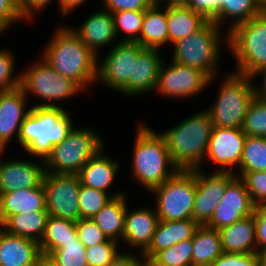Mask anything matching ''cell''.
Listing matches in <instances>:
<instances>
[{"label":"cell","instance_id":"cell-43","mask_svg":"<svg viewBox=\"0 0 266 266\" xmlns=\"http://www.w3.org/2000/svg\"><path fill=\"white\" fill-rule=\"evenodd\" d=\"M76 229L79 241L85 248L107 240L102 230L91 219H79L76 221Z\"/></svg>","mask_w":266,"mask_h":266},{"label":"cell","instance_id":"cell-26","mask_svg":"<svg viewBox=\"0 0 266 266\" xmlns=\"http://www.w3.org/2000/svg\"><path fill=\"white\" fill-rule=\"evenodd\" d=\"M103 150L104 148L92 157L77 175L81 185L108 193L120 167L119 162L104 155Z\"/></svg>","mask_w":266,"mask_h":266},{"label":"cell","instance_id":"cell-13","mask_svg":"<svg viewBox=\"0 0 266 266\" xmlns=\"http://www.w3.org/2000/svg\"><path fill=\"white\" fill-rule=\"evenodd\" d=\"M116 42L98 64L97 81L119 92L133 78V61L143 47L137 42L119 41L118 38Z\"/></svg>","mask_w":266,"mask_h":266},{"label":"cell","instance_id":"cell-3","mask_svg":"<svg viewBox=\"0 0 266 266\" xmlns=\"http://www.w3.org/2000/svg\"><path fill=\"white\" fill-rule=\"evenodd\" d=\"M213 129L209 113L203 110L160 134L173 163L179 169L192 170L202 168Z\"/></svg>","mask_w":266,"mask_h":266},{"label":"cell","instance_id":"cell-39","mask_svg":"<svg viewBox=\"0 0 266 266\" xmlns=\"http://www.w3.org/2000/svg\"><path fill=\"white\" fill-rule=\"evenodd\" d=\"M48 257L57 266H88L85 247L78 237L74 241L64 243L60 249L52 251Z\"/></svg>","mask_w":266,"mask_h":266},{"label":"cell","instance_id":"cell-7","mask_svg":"<svg viewBox=\"0 0 266 266\" xmlns=\"http://www.w3.org/2000/svg\"><path fill=\"white\" fill-rule=\"evenodd\" d=\"M104 139L90 127H77L59 144L54 145L45 162L46 172L78 174L80 169L105 147Z\"/></svg>","mask_w":266,"mask_h":266},{"label":"cell","instance_id":"cell-40","mask_svg":"<svg viewBox=\"0 0 266 266\" xmlns=\"http://www.w3.org/2000/svg\"><path fill=\"white\" fill-rule=\"evenodd\" d=\"M119 244L107 239L105 242L85 248L88 266H108L121 253L118 250Z\"/></svg>","mask_w":266,"mask_h":266},{"label":"cell","instance_id":"cell-22","mask_svg":"<svg viewBox=\"0 0 266 266\" xmlns=\"http://www.w3.org/2000/svg\"><path fill=\"white\" fill-rule=\"evenodd\" d=\"M41 256L38 242L0 231V266H36Z\"/></svg>","mask_w":266,"mask_h":266},{"label":"cell","instance_id":"cell-41","mask_svg":"<svg viewBox=\"0 0 266 266\" xmlns=\"http://www.w3.org/2000/svg\"><path fill=\"white\" fill-rule=\"evenodd\" d=\"M237 174L236 176L244 182L253 204L255 206L266 204V171Z\"/></svg>","mask_w":266,"mask_h":266},{"label":"cell","instance_id":"cell-4","mask_svg":"<svg viewBox=\"0 0 266 266\" xmlns=\"http://www.w3.org/2000/svg\"><path fill=\"white\" fill-rule=\"evenodd\" d=\"M133 145L131 173L147 191L164 183L179 168L173 163L160 133L141 123Z\"/></svg>","mask_w":266,"mask_h":266},{"label":"cell","instance_id":"cell-15","mask_svg":"<svg viewBox=\"0 0 266 266\" xmlns=\"http://www.w3.org/2000/svg\"><path fill=\"white\" fill-rule=\"evenodd\" d=\"M196 168V194L194 198L193 220L205 225L221 200L227 185L236 177L232 172H212L207 175Z\"/></svg>","mask_w":266,"mask_h":266},{"label":"cell","instance_id":"cell-47","mask_svg":"<svg viewBox=\"0 0 266 266\" xmlns=\"http://www.w3.org/2000/svg\"><path fill=\"white\" fill-rule=\"evenodd\" d=\"M16 22H23L18 8L10 0H0V28L7 32Z\"/></svg>","mask_w":266,"mask_h":266},{"label":"cell","instance_id":"cell-61","mask_svg":"<svg viewBox=\"0 0 266 266\" xmlns=\"http://www.w3.org/2000/svg\"><path fill=\"white\" fill-rule=\"evenodd\" d=\"M3 33H4V31L0 28V35L3 34Z\"/></svg>","mask_w":266,"mask_h":266},{"label":"cell","instance_id":"cell-36","mask_svg":"<svg viewBox=\"0 0 266 266\" xmlns=\"http://www.w3.org/2000/svg\"><path fill=\"white\" fill-rule=\"evenodd\" d=\"M192 238L158 251L152 259L163 266H192Z\"/></svg>","mask_w":266,"mask_h":266},{"label":"cell","instance_id":"cell-27","mask_svg":"<svg viewBox=\"0 0 266 266\" xmlns=\"http://www.w3.org/2000/svg\"><path fill=\"white\" fill-rule=\"evenodd\" d=\"M126 194L113 197L91 220L102 230L107 239L119 242L123 237L127 208Z\"/></svg>","mask_w":266,"mask_h":266},{"label":"cell","instance_id":"cell-23","mask_svg":"<svg viewBox=\"0 0 266 266\" xmlns=\"http://www.w3.org/2000/svg\"><path fill=\"white\" fill-rule=\"evenodd\" d=\"M47 211L46 193L42 185L20 189L0 195V220L2 224L12 215Z\"/></svg>","mask_w":266,"mask_h":266},{"label":"cell","instance_id":"cell-56","mask_svg":"<svg viewBox=\"0 0 266 266\" xmlns=\"http://www.w3.org/2000/svg\"><path fill=\"white\" fill-rule=\"evenodd\" d=\"M163 1H167L166 4L164 2V4H162ZM146 2L148 3V5L150 7H160V6H168L169 5V0H146Z\"/></svg>","mask_w":266,"mask_h":266},{"label":"cell","instance_id":"cell-33","mask_svg":"<svg viewBox=\"0 0 266 266\" xmlns=\"http://www.w3.org/2000/svg\"><path fill=\"white\" fill-rule=\"evenodd\" d=\"M261 13L257 0H226V3L220 4L217 16L212 21L222 28L223 23L231 19L229 32L238 23L249 21Z\"/></svg>","mask_w":266,"mask_h":266},{"label":"cell","instance_id":"cell-31","mask_svg":"<svg viewBox=\"0 0 266 266\" xmlns=\"http://www.w3.org/2000/svg\"><path fill=\"white\" fill-rule=\"evenodd\" d=\"M48 217V211L12 215L3 223V230L39 243L44 236Z\"/></svg>","mask_w":266,"mask_h":266},{"label":"cell","instance_id":"cell-37","mask_svg":"<svg viewBox=\"0 0 266 266\" xmlns=\"http://www.w3.org/2000/svg\"><path fill=\"white\" fill-rule=\"evenodd\" d=\"M112 14L116 36H120L121 32L126 33L119 41L137 42L142 29L144 11H119Z\"/></svg>","mask_w":266,"mask_h":266},{"label":"cell","instance_id":"cell-11","mask_svg":"<svg viewBox=\"0 0 266 266\" xmlns=\"http://www.w3.org/2000/svg\"><path fill=\"white\" fill-rule=\"evenodd\" d=\"M43 186L46 209L50 216L78 221L80 219L79 191L81 182L77 174L45 173Z\"/></svg>","mask_w":266,"mask_h":266},{"label":"cell","instance_id":"cell-51","mask_svg":"<svg viewBox=\"0 0 266 266\" xmlns=\"http://www.w3.org/2000/svg\"><path fill=\"white\" fill-rule=\"evenodd\" d=\"M258 75L259 76L261 75L262 80L259 87L258 85L257 86L253 85L255 97L266 101V65L256 70L250 77L254 81L255 77H257Z\"/></svg>","mask_w":266,"mask_h":266},{"label":"cell","instance_id":"cell-18","mask_svg":"<svg viewBox=\"0 0 266 266\" xmlns=\"http://www.w3.org/2000/svg\"><path fill=\"white\" fill-rule=\"evenodd\" d=\"M26 97L20 87L0 92V151L6 152L15 133L16 139L19 137L21 125L31 111L25 106Z\"/></svg>","mask_w":266,"mask_h":266},{"label":"cell","instance_id":"cell-12","mask_svg":"<svg viewBox=\"0 0 266 266\" xmlns=\"http://www.w3.org/2000/svg\"><path fill=\"white\" fill-rule=\"evenodd\" d=\"M170 63L167 67L162 62L159 68L155 91L163 97L165 95L170 98H189L202 92L213 79L216 80V77L209 78L197 68L181 65L172 60Z\"/></svg>","mask_w":266,"mask_h":266},{"label":"cell","instance_id":"cell-10","mask_svg":"<svg viewBox=\"0 0 266 266\" xmlns=\"http://www.w3.org/2000/svg\"><path fill=\"white\" fill-rule=\"evenodd\" d=\"M20 88L26 96L32 93L47 101L37 103L34 105L36 107H62L54 101L67 100L72 95L84 92L76 82L56 72L41 57L28 69L21 72Z\"/></svg>","mask_w":266,"mask_h":266},{"label":"cell","instance_id":"cell-14","mask_svg":"<svg viewBox=\"0 0 266 266\" xmlns=\"http://www.w3.org/2000/svg\"><path fill=\"white\" fill-rule=\"evenodd\" d=\"M254 209L255 205L244 182L236 176L227 185L221 200L205 225L219 230L253 215Z\"/></svg>","mask_w":266,"mask_h":266},{"label":"cell","instance_id":"cell-54","mask_svg":"<svg viewBox=\"0 0 266 266\" xmlns=\"http://www.w3.org/2000/svg\"><path fill=\"white\" fill-rule=\"evenodd\" d=\"M139 256H141V259H142V260H140V264H139V266H163V265H160V264L156 263V262H155L152 258H150V257H144V256H142L141 253H140Z\"/></svg>","mask_w":266,"mask_h":266},{"label":"cell","instance_id":"cell-6","mask_svg":"<svg viewBox=\"0 0 266 266\" xmlns=\"http://www.w3.org/2000/svg\"><path fill=\"white\" fill-rule=\"evenodd\" d=\"M221 80L218 97L206 111L214 127L240 129L255 98L254 84L250 76L235 72L225 74Z\"/></svg>","mask_w":266,"mask_h":266},{"label":"cell","instance_id":"cell-59","mask_svg":"<svg viewBox=\"0 0 266 266\" xmlns=\"http://www.w3.org/2000/svg\"><path fill=\"white\" fill-rule=\"evenodd\" d=\"M18 9L21 6L22 0H10Z\"/></svg>","mask_w":266,"mask_h":266},{"label":"cell","instance_id":"cell-58","mask_svg":"<svg viewBox=\"0 0 266 266\" xmlns=\"http://www.w3.org/2000/svg\"><path fill=\"white\" fill-rule=\"evenodd\" d=\"M259 9L262 13H266V0H257Z\"/></svg>","mask_w":266,"mask_h":266},{"label":"cell","instance_id":"cell-44","mask_svg":"<svg viewBox=\"0 0 266 266\" xmlns=\"http://www.w3.org/2000/svg\"><path fill=\"white\" fill-rule=\"evenodd\" d=\"M211 266H259L258 253H223Z\"/></svg>","mask_w":266,"mask_h":266},{"label":"cell","instance_id":"cell-29","mask_svg":"<svg viewBox=\"0 0 266 266\" xmlns=\"http://www.w3.org/2000/svg\"><path fill=\"white\" fill-rule=\"evenodd\" d=\"M137 43L142 47L157 49L168 44L166 6L149 7L144 10L142 29Z\"/></svg>","mask_w":266,"mask_h":266},{"label":"cell","instance_id":"cell-28","mask_svg":"<svg viewBox=\"0 0 266 266\" xmlns=\"http://www.w3.org/2000/svg\"><path fill=\"white\" fill-rule=\"evenodd\" d=\"M166 14L169 44L190 36L207 21L200 13L185 5H168Z\"/></svg>","mask_w":266,"mask_h":266},{"label":"cell","instance_id":"cell-8","mask_svg":"<svg viewBox=\"0 0 266 266\" xmlns=\"http://www.w3.org/2000/svg\"><path fill=\"white\" fill-rule=\"evenodd\" d=\"M228 50L236 59L233 72L251 76L266 65V13L238 23L228 32Z\"/></svg>","mask_w":266,"mask_h":266},{"label":"cell","instance_id":"cell-20","mask_svg":"<svg viewBox=\"0 0 266 266\" xmlns=\"http://www.w3.org/2000/svg\"><path fill=\"white\" fill-rule=\"evenodd\" d=\"M159 219L155 207L138 208L129 212L126 208L122 242L143 254L150 246Z\"/></svg>","mask_w":266,"mask_h":266},{"label":"cell","instance_id":"cell-32","mask_svg":"<svg viewBox=\"0 0 266 266\" xmlns=\"http://www.w3.org/2000/svg\"><path fill=\"white\" fill-rule=\"evenodd\" d=\"M77 237L76 222L49 215L44 236L39 242L41 253L48 256L52 251L63 247L64 243L74 241Z\"/></svg>","mask_w":266,"mask_h":266},{"label":"cell","instance_id":"cell-30","mask_svg":"<svg viewBox=\"0 0 266 266\" xmlns=\"http://www.w3.org/2000/svg\"><path fill=\"white\" fill-rule=\"evenodd\" d=\"M192 241V266H211L224 253L219 231L206 225L198 226Z\"/></svg>","mask_w":266,"mask_h":266},{"label":"cell","instance_id":"cell-45","mask_svg":"<svg viewBox=\"0 0 266 266\" xmlns=\"http://www.w3.org/2000/svg\"><path fill=\"white\" fill-rule=\"evenodd\" d=\"M221 3H226V0H188L185 6L212 21L217 16Z\"/></svg>","mask_w":266,"mask_h":266},{"label":"cell","instance_id":"cell-34","mask_svg":"<svg viewBox=\"0 0 266 266\" xmlns=\"http://www.w3.org/2000/svg\"><path fill=\"white\" fill-rule=\"evenodd\" d=\"M238 172L266 171V137L246 136Z\"/></svg>","mask_w":266,"mask_h":266},{"label":"cell","instance_id":"cell-42","mask_svg":"<svg viewBox=\"0 0 266 266\" xmlns=\"http://www.w3.org/2000/svg\"><path fill=\"white\" fill-rule=\"evenodd\" d=\"M15 60L8 48H0V92L20 87V74H14Z\"/></svg>","mask_w":266,"mask_h":266},{"label":"cell","instance_id":"cell-9","mask_svg":"<svg viewBox=\"0 0 266 266\" xmlns=\"http://www.w3.org/2000/svg\"><path fill=\"white\" fill-rule=\"evenodd\" d=\"M155 194L156 213L162 221L193 219L196 168L179 169L164 183L150 190Z\"/></svg>","mask_w":266,"mask_h":266},{"label":"cell","instance_id":"cell-35","mask_svg":"<svg viewBox=\"0 0 266 266\" xmlns=\"http://www.w3.org/2000/svg\"><path fill=\"white\" fill-rule=\"evenodd\" d=\"M125 194L123 191H116L110 194L87 186H80L79 206L80 219H91L97 214L113 197Z\"/></svg>","mask_w":266,"mask_h":266},{"label":"cell","instance_id":"cell-46","mask_svg":"<svg viewBox=\"0 0 266 266\" xmlns=\"http://www.w3.org/2000/svg\"><path fill=\"white\" fill-rule=\"evenodd\" d=\"M103 8L111 13L119 11H144L150 6L146 0H102Z\"/></svg>","mask_w":266,"mask_h":266},{"label":"cell","instance_id":"cell-49","mask_svg":"<svg viewBox=\"0 0 266 266\" xmlns=\"http://www.w3.org/2000/svg\"><path fill=\"white\" fill-rule=\"evenodd\" d=\"M51 0H22L18 9L23 21H30L34 14L44 11L43 9L50 4ZM42 10V11H41Z\"/></svg>","mask_w":266,"mask_h":266},{"label":"cell","instance_id":"cell-38","mask_svg":"<svg viewBox=\"0 0 266 266\" xmlns=\"http://www.w3.org/2000/svg\"><path fill=\"white\" fill-rule=\"evenodd\" d=\"M246 136L266 137V101L255 97L248 107L242 126Z\"/></svg>","mask_w":266,"mask_h":266},{"label":"cell","instance_id":"cell-19","mask_svg":"<svg viewBox=\"0 0 266 266\" xmlns=\"http://www.w3.org/2000/svg\"><path fill=\"white\" fill-rule=\"evenodd\" d=\"M160 49L143 47L133 61V78L119 91L124 95L138 96L155 91L163 59Z\"/></svg>","mask_w":266,"mask_h":266},{"label":"cell","instance_id":"cell-48","mask_svg":"<svg viewBox=\"0 0 266 266\" xmlns=\"http://www.w3.org/2000/svg\"><path fill=\"white\" fill-rule=\"evenodd\" d=\"M254 221L257 251L266 247V204L255 206Z\"/></svg>","mask_w":266,"mask_h":266},{"label":"cell","instance_id":"cell-55","mask_svg":"<svg viewBox=\"0 0 266 266\" xmlns=\"http://www.w3.org/2000/svg\"><path fill=\"white\" fill-rule=\"evenodd\" d=\"M259 266H266V247L258 251Z\"/></svg>","mask_w":266,"mask_h":266},{"label":"cell","instance_id":"cell-53","mask_svg":"<svg viewBox=\"0 0 266 266\" xmlns=\"http://www.w3.org/2000/svg\"><path fill=\"white\" fill-rule=\"evenodd\" d=\"M36 266H57L48 256L42 255L38 261Z\"/></svg>","mask_w":266,"mask_h":266},{"label":"cell","instance_id":"cell-1","mask_svg":"<svg viewBox=\"0 0 266 266\" xmlns=\"http://www.w3.org/2000/svg\"><path fill=\"white\" fill-rule=\"evenodd\" d=\"M44 48L41 58L56 72L76 82L83 90L97 83L101 61L71 29L60 25Z\"/></svg>","mask_w":266,"mask_h":266},{"label":"cell","instance_id":"cell-60","mask_svg":"<svg viewBox=\"0 0 266 266\" xmlns=\"http://www.w3.org/2000/svg\"><path fill=\"white\" fill-rule=\"evenodd\" d=\"M3 229V224H2V222H1V220H0V231Z\"/></svg>","mask_w":266,"mask_h":266},{"label":"cell","instance_id":"cell-5","mask_svg":"<svg viewBox=\"0 0 266 266\" xmlns=\"http://www.w3.org/2000/svg\"><path fill=\"white\" fill-rule=\"evenodd\" d=\"M221 34V27L213 21L207 20L190 36L172 44L175 48L172 61L197 68L209 78L216 77L219 72L218 61L221 58V46L222 44L228 46V32L226 36Z\"/></svg>","mask_w":266,"mask_h":266},{"label":"cell","instance_id":"cell-50","mask_svg":"<svg viewBox=\"0 0 266 266\" xmlns=\"http://www.w3.org/2000/svg\"><path fill=\"white\" fill-rule=\"evenodd\" d=\"M141 258L136 254L131 253H120L108 266H139Z\"/></svg>","mask_w":266,"mask_h":266},{"label":"cell","instance_id":"cell-24","mask_svg":"<svg viewBox=\"0 0 266 266\" xmlns=\"http://www.w3.org/2000/svg\"><path fill=\"white\" fill-rule=\"evenodd\" d=\"M218 231L224 253H258L254 214Z\"/></svg>","mask_w":266,"mask_h":266},{"label":"cell","instance_id":"cell-57","mask_svg":"<svg viewBox=\"0 0 266 266\" xmlns=\"http://www.w3.org/2000/svg\"><path fill=\"white\" fill-rule=\"evenodd\" d=\"M188 0H169V5H186Z\"/></svg>","mask_w":266,"mask_h":266},{"label":"cell","instance_id":"cell-25","mask_svg":"<svg viewBox=\"0 0 266 266\" xmlns=\"http://www.w3.org/2000/svg\"><path fill=\"white\" fill-rule=\"evenodd\" d=\"M198 226L193 219L174 221L159 220L153 234L152 242L142 256L152 258L158 251L192 238Z\"/></svg>","mask_w":266,"mask_h":266},{"label":"cell","instance_id":"cell-21","mask_svg":"<svg viewBox=\"0 0 266 266\" xmlns=\"http://www.w3.org/2000/svg\"><path fill=\"white\" fill-rule=\"evenodd\" d=\"M72 30L97 56L99 48L109 46L117 38L113 14L104 9L91 14L82 25Z\"/></svg>","mask_w":266,"mask_h":266},{"label":"cell","instance_id":"cell-52","mask_svg":"<svg viewBox=\"0 0 266 266\" xmlns=\"http://www.w3.org/2000/svg\"><path fill=\"white\" fill-rule=\"evenodd\" d=\"M87 0H58V5L60 6V11L63 16H67L74 9L80 7L82 3H85Z\"/></svg>","mask_w":266,"mask_h":266},{"label":"cell","instance_id":"cell-17","mask_svg":"<svg viewBox=\"0 0 266 266\" xmlns=\"http://www.w3.org/2000/svg\"><path fill=\"white\" fill-rule=\"evenodd\" d=\"M2 154L4 151H0V157ZM3 161L0 160V195L43 184L46 173L44 161L36 163L33 160H15V158Z\"/></svg>","mask_w":266,"mask_h":266},{"label":"cell","instance_id":"cell-16","mask_svg":"<svg viewBox=\"0 0 266 266\" xmlns=\"http://www.w3.org/2000/svg\"><path fill=\"white\" fill-rule=\"evenodd\" d=\"M245 140L246 135L242 128L214 127L205 158L212 161V164L219 165V170L216 172L236 174L234 168L240 164Z\"/></svg>","mask_w":266,"mask_h":266},{"label":"cell","instance_id":"cell-2","mask_svg":"<svg viewBox=\"0 0 266 266\" xmlns=\"http://www.w3.org/2000/svg\"><path fill=\"white\" fill-rule=\"evenodd\" d=\"M73 127L72 117L63 107L32 106L17 140L24 152L45 161Z\"/></svg>","mask_w":266,"mask_h":266}]
</instances>
